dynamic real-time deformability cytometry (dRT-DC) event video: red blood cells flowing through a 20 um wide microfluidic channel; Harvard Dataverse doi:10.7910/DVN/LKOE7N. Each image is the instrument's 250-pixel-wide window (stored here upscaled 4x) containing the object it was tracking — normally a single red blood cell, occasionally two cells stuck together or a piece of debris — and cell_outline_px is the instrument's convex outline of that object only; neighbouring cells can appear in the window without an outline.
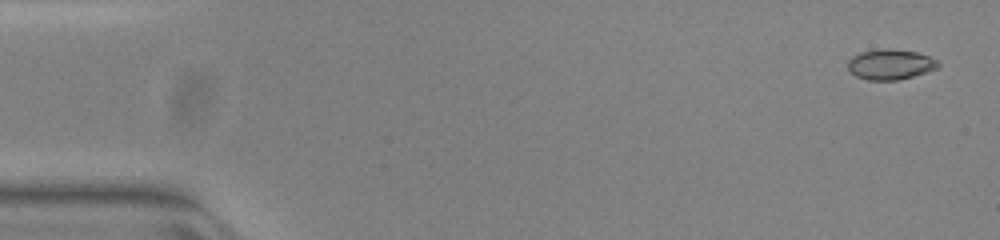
{"species": "common noctule bat (a hibernating species)", "species_latin": "Nyctalus noctula", "temperature_condition": "warm", "stored_images_in_passage": 52, "camera_frame_rate_fps": 3000, "um_per_image_px": 0.085, "animal": {"sex": "female", "body_mass_g": 23.0, "forearm_length_mm": 53.4}, "frame": {"image": 1, "passage_image": 2, "time_ms": 0.333, "image_size_px": [1000, 240], "cell_outline_px": [[940, 68], [912, 76], [896, 80], [868, 80], [856, 76], [848, 68], [848, 60], [852, 56], [860, 52], [884, 48], [888, 48], [916, 52], [928, 56], [936, 60], [940, 64]], "centroid_in_image_um": [75.68, 5.47], "position_along_channel_um": 9.3, "area_um2": 15.9}}
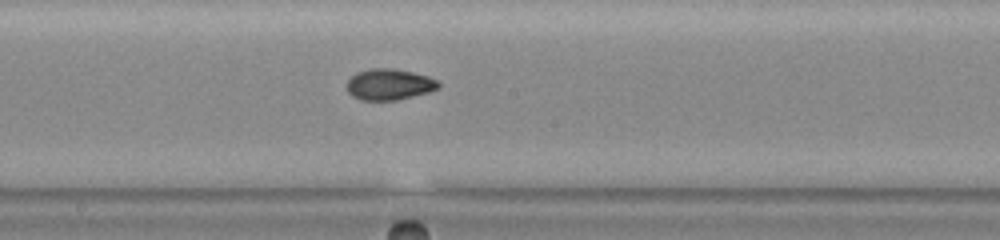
{"frame": {"image": 2, "passage_image": 28, "time_ms": 9.0, "image_size_px": [1000, 240], "cell_outline_px": [[440, 88], [428, 92], [396, 100], [360, 100], [352, 96], [348, 92], [348, 80], [356, 72], [372, 68], [392, 68], [412, 72], [428, 76], [436, 80], [440, 84]], "centroid_in_image_um": [33.08, 7.17], "position_along_channel_um": 215.1, "area_um2": 16.53}}
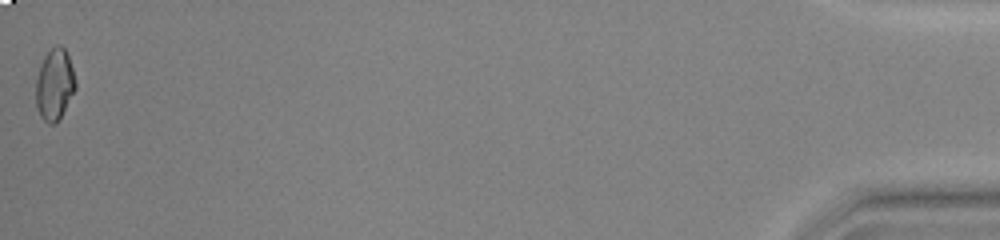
{"frame": {"image": 3, "passage_image": 52, "time_ms": 17.0, "image_size_px": [1000, 240], "cell_outline_px": [[76, 88], [56, 124], [48, 124], [40, 116], [36, 108], [36, 80], [44, 56], [56, 44], [60, 44], [64, 48], [68, 56], [76, 80]], "centroid_in_image_um": [4.64, 7.2], "position_along_channel_um": 430.6, "area_um2": 16.36}, "authors_computed_cell_mechanics": {"area_um2": 16.0973, "velocity_mm_per_s": 3.9523, "shape_relaxation_time_tau1_ms": 3.9837, "shape_relaxation_time_tau2_ms": 1.1172, "deformation_change_tau1": 0.1497, "deformation_change_tau2": 0.0346}}